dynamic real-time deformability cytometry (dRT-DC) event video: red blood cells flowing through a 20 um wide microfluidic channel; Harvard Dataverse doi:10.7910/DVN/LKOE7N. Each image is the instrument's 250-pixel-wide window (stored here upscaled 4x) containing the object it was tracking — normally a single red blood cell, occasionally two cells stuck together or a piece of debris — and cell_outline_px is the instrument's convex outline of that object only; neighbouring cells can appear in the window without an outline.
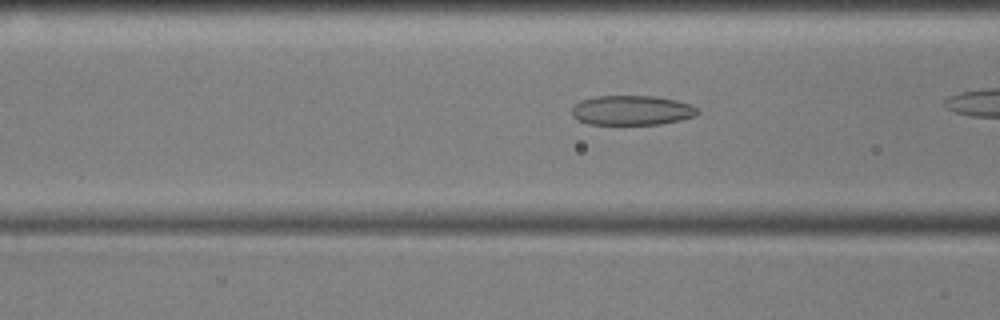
{"species": "common noctule bat (a hibernating species)", "species_latin": "Nyctalus noctula", "temperature_condition": "cold", "stored_images_in_passage": 23, "camera_frame_rate_fps": 3000, "um_per_image_px": 0.085, "animal": {"sex": "male", "body_mass_g": 17.9, "forearm_length_mm": 54.2}, "frame": {"image": 1, "passage_image": 4, "time_ms": 1.0, "image_size_px": [1000, 320], "cell_outline_px": [[700, 112], [696, 116], [680, 120], [660, 124], [588, 124], [572, 116], [572, 108], [580, 100], [592, 96], [656, 96], [676, 100], [692, 104]], "centroid_in_image_um": [53.72, 9.37], "position_along_channel_um": 112.9, "area_um2": 21.85}}